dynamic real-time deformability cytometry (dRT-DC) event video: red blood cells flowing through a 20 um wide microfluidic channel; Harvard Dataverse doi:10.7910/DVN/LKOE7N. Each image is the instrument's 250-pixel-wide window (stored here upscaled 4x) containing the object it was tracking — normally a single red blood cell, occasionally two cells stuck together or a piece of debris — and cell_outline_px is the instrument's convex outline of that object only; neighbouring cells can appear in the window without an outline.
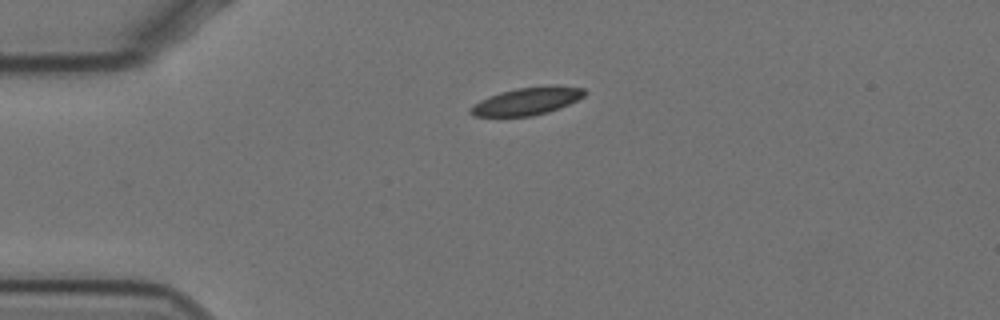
{"species": "Egyptian fruit bat (a non-hibernating species)", "species_latin": "Rousettus aegyptiacus", "temperature_condition": "cold", "stored_images_in_passage": 46, "camera_frame_rate_fps": 3000, "um_per_image_px": 0.085, "animal": {"sex": "female"}, "frame": {"image": 1, "passage_image": 1, "time_ms": 0.0, "image_size_px": [1000, 320], "cell_outline_px": [[588, 92], [584, 96], [560, 108], [548, 112], [532, 116], [476, 116], [468, 112], [468, 108], [480, 100], [488, 96], [500, 92], [516, 88], [548, 84], [556, 84], [584, 88]], "centroid_in_image_um": [44.82, 8.57], "position_along_channel_um": 40.2, "area_um2": 18.67}}
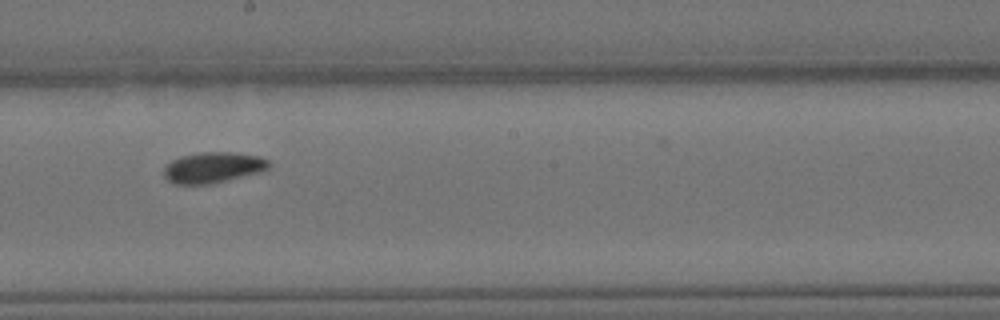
{"frame": {"image": 2, "passage_image": 20, "time_ms": 6.333, "image_size_px": [1000, 320], "cell_outline_px": [[272, 164], [268, 168], [260, 172], [212, 184], [176, 184], [168, 180], [164, 176], [164, 168], [172, 160], [180, 156], [200, 152], [232, 152], [260, 156], [268, 160]], "centroid_in_image_um": [18.13, 14.23], "position_along_channel_um": 230.1, "area_um2": 18.9}}
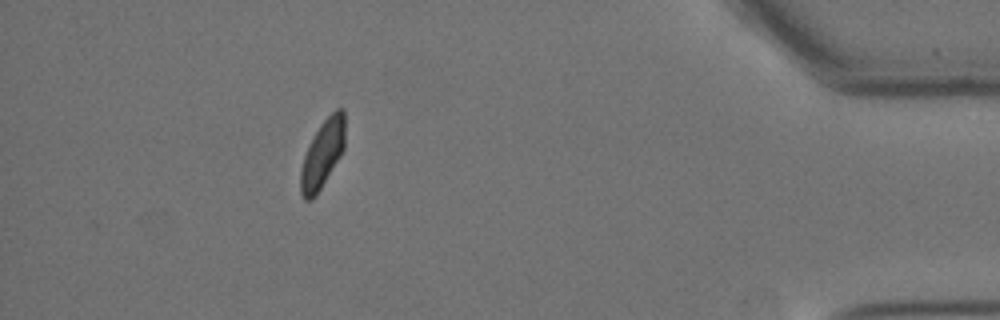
{"frame": {"image": 3, "passage_image": 40, "time_ms": 13.0, "image_size_px": [1000, 320], "cell_outline_px": [[344, 148], [340, 156], [316, 196], [312, 200], [304, 200], [300, 192], [300, 168], [304, 156], [320, 124], [336, 108], [344, 108]], "centroid_in_image_um": [27.4, 13.12], "position_along_channel_um": 407.8, "area_um2": 17.34}, "authors_computed_cell_mechanics": {"area_um2": 18.2359, "velocity_mm_per_s": 3.448, "shape_relaxation_time_tau1_ms": 8.2635, "shape_relaxation_time_tau2_ms": 4.3628, "deformation_change_tau1": 0.1498, "deformation_change_tau2": 0.0686}}